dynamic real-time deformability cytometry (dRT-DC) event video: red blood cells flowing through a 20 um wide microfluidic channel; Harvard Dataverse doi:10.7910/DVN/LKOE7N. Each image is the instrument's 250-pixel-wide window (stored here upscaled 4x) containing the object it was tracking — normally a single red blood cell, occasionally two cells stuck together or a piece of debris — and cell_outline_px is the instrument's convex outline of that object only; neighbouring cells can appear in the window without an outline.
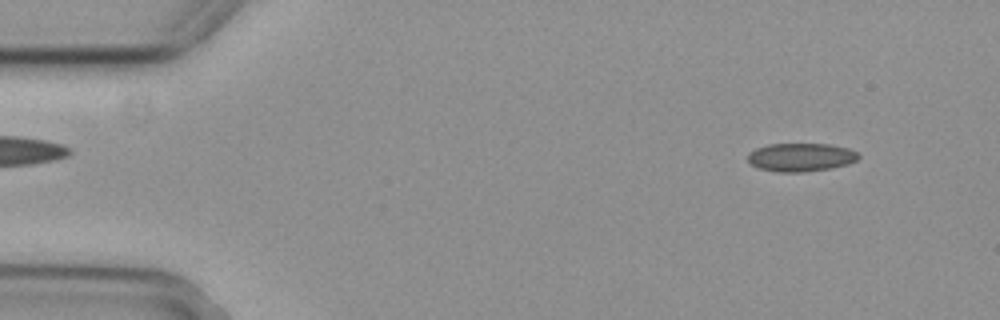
{"species": "common noctule bat (a hibernating species)", "species_latin": "Nyctalus noctula", "temperature_condition": "cold", "stored_images_in_passage": 4, "camera_frame_rate_fps": 3000, "um_per_image_px": 0.085, "animal": {"sex": "female", "body_mass_g": 29.2, "forearm_length_mm": 56.3}, "frame": {"image": 1, "passage_image": 1, "time_ms": 0.0, "image_size_px": [1000, 320], "cell_outline_px": [[860, 156], [856, 160], [848, 164], [832, 168], [804, 172], [780, 172], [760, 168], [752, 164], [748, 160], [748, 152], [756, 148], [768, 144], [828, 144], [848, 148], [856, 152]], "centroid_in_image_um": [68.07, 13.36], "position_along_channel_um": 16.9, "area_um2": 18.21}}
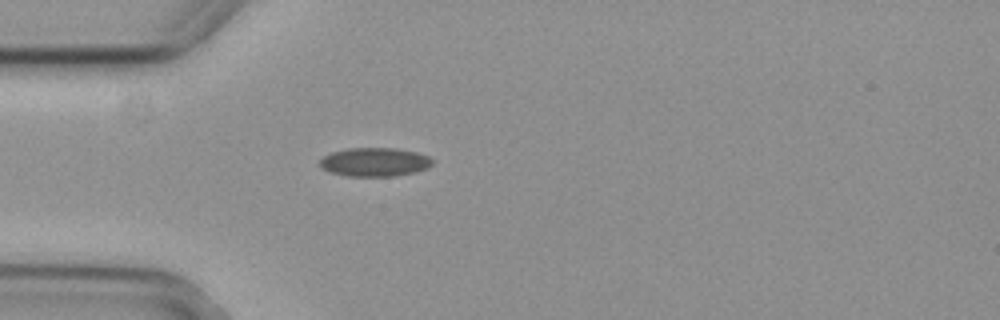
{"frame": {"image": 2, "passage_image": 4, "time_ms": 1.0, "image_size_px": [1000, 320], "cell_outline_px": [[432, 164], [428, 168], [416, 172], [396, 176], [348, 176], [328, 172], [320, 168], [320, 160], [324, 156], [332, 152], [348, 148], [396, 148], [416, 152], [428, 156], [432, 160]], "centroid_in_image_um": [31.84, 13.78], "position_along_channel_um": 53.2, "area_um2": 18.96}}